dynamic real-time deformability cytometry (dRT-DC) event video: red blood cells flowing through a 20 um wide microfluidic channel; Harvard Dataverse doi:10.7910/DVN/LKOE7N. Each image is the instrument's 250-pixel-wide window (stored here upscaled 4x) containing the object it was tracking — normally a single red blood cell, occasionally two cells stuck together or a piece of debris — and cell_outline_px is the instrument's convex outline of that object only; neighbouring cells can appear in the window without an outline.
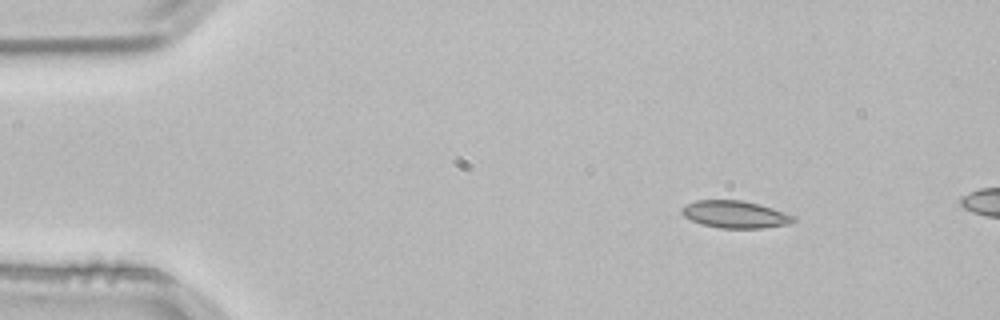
{"species": "common noctule bat (a hibernating species)", "species_latin": "Nyctalus noctula", "temperature_condition": "room temperature", "stored_images_in_passage": 2, "camera_frame_rate_fps": 3000, "um_per_image_px": 0.085, "animal": {"sex": "male", "body_mass_g": 21.5, "forearm_length_mm": 52.0}, "frame": {"image": 1, "passage_image": 1, "time_ms": 0.0, "image_size_px": [1000, 320], "cell_outline_px": [[796, 220], [788, 224], [764, 228], [720, 228], [704, 224], [692, 220], [684, 216], [680, 212], [680, 208], [696, 200], [744, 200], [760, 204], [796, 216]], "centroid_in_image_um": [62.51, 18.22], "position_along_channel_um": 22.5, "area_um2": 17.74}}